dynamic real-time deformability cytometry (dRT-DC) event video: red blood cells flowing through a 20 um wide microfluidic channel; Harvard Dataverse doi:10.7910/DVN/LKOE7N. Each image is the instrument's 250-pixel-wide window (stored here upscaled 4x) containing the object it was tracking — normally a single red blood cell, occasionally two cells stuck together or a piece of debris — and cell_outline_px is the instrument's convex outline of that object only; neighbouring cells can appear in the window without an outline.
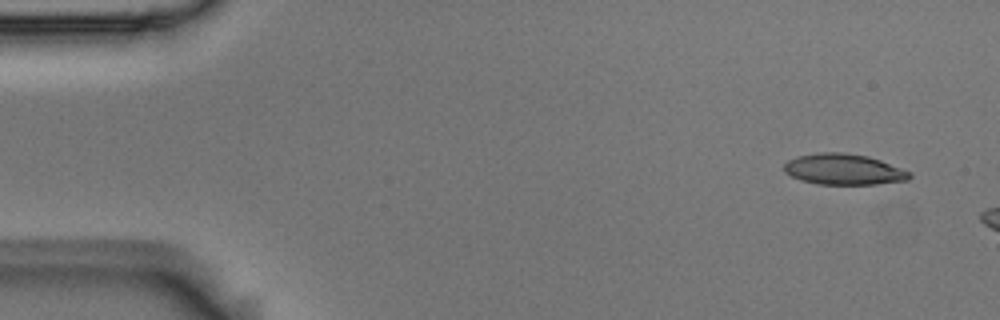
{"species": "Egyptian fruit bat (a non-hibernating species)", "species_latin": "Rousettus aegyptiacus", "temperature_condition": "room temperature", "stored_images_in_passage": 4, "camera_frame_rate_fps": 3000, "um_per_image_px": 0.085, "animal": {"sex": "male"}, "frame": {"image": 1, "passage_image": 1, "time_ms": 0.0, "image_size_px": [1000, 320], "cell_outline_px": [[912, 176], [908, 180], [876, 184], [816, 184], [800, 180], [784, 172], [784, 164], [788, 160], [796, 156], [820, 152], [840, 152], [868, 156], [880, 160], [912, 172]], "centroid_in_image_um": [71.71, 14.39], "position_along_channel_um": 13.3, "area_um2": 22.66}}